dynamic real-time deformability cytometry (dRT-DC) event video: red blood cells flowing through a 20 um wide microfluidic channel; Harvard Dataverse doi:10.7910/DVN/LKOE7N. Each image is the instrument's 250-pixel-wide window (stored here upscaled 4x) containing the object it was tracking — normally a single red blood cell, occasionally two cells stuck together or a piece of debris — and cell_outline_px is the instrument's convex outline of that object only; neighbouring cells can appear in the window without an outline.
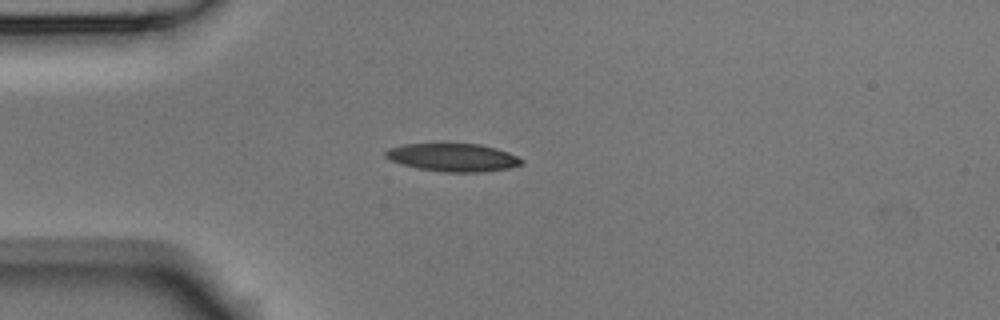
{"species": "Egyptian fruit bat (a non-hibernating species)", "species_latin": "Rousettus aegyptiacus", "temperature_condition": "room temperature", "stored_images_in_passage": 3, "camera_frame_rate_fps": 3000, "um_per_image_px": 0.085, "animal": {"sex": "male"}, "frame": {"image": 1, "passage_image": 3, "time_ms": 0.667, "image_size_px": [1000, 320], "cell_outline_px": [[524, 160], [520, 164], [508, 168], [480, 172], [444, 172], [420, 168], [404, 164], [392, 160], [384, 156], [384, 152], [388, 148], [404, 144], [480, 144], [496, 148], [508, 152]], "centroid_in_image_um": [38.5, 13.37], "position_along_channel_um": 46.5, "area_um2": 21.85}}